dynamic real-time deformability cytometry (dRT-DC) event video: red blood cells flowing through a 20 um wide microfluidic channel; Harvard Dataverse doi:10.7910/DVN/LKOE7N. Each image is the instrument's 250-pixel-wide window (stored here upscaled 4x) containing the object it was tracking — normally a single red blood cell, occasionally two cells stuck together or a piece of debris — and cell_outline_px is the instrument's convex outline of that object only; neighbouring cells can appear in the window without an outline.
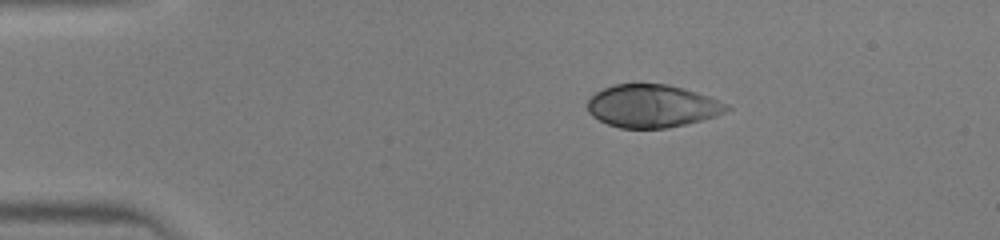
{"species": "human", "species_latin": "Homo sapiens", "temperature_condition": "warm", "stored_images_in_passage": 38, "camera_frame_rate_fps": 3000, "um_per_image_px": 0.085, "donor": {"sex": "male"}, "frame": {"image": 1, "passage_image": 1, "time_ms": 0.0, "image_size_px": [1000, 240], "cell_outline_px": [[732, 108], [716, 116], [668, 128], [620, 128], [608, 124], [592, 116], [588, 112], [588, 100], [596, 92], [604, 88], [616, 84], [668, 84], [684, 88], [708, 96], [728, 104]], "centroid_in_image_um": [55.44, 9.01], "position_along_channel_um": 29.6, "area_um2": 34.56}}
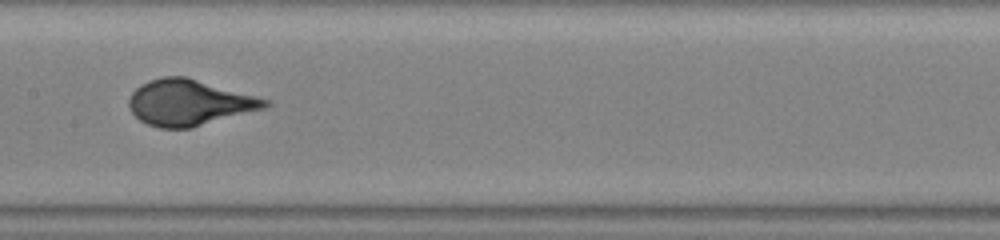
{"frame": {"image": 2, "passage_image": 16, "time_ms": 5.0, "image_size_px": [1000, 240], "cell_outline_px": [[272, 104], [264, 108], [192, 128], [160, 128], [148, 124], [140, 120], [132, 112], [128, 104], [128, 100], [132, 92], [140, 84], [148, 80], [164, 76], [184, 76], [272, 100]], "centroid_in_image_um": [16.08, 8.71], "position_along_channel_um": 191.3, "area_um2": 36.36}}
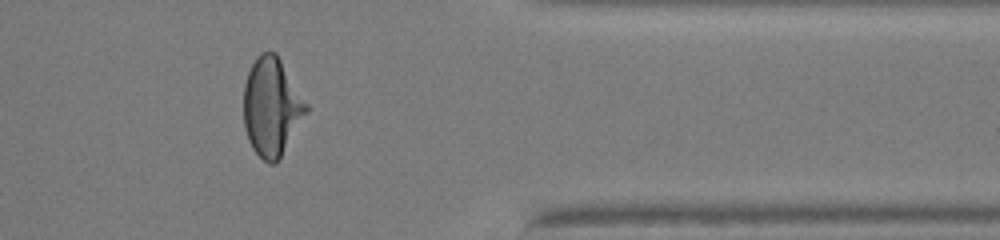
{"frame": {"image": 3, "passage_image": 30, "time_ms": 9.667, "image_size_px": [1000, 240], "cell_outline_px": [[308, 112], [276, 164], [268, 164], [252, 148], [248, 140], [244, 124], [244, 84], [248, 72], [256, 56], [260, 52], [276, 52], [308, 104]], "centroid_in_image_um": [23.09, 9.08], "position_along_channel_um": 388.3, "area_um2": 35.84}}